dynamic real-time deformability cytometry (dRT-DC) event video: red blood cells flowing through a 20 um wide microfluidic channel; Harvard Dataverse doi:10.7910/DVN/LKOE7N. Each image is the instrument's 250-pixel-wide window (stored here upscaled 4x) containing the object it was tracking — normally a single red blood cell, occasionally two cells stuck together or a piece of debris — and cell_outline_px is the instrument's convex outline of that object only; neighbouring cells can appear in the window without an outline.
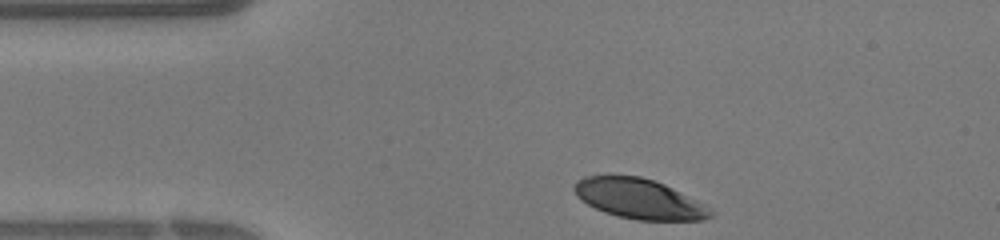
{"species": "human", "species_latin": "Homo sapiens", "temperature_condition": "warm", "stored_images_in_passage": 25, "camera_frame_rate_fps": 3000, "um_per_image_px": 0.085, "donor": {"sex": "female"}, "frame": {"image": 1, "passage_image": 1, "time_ms": 0.0, "image_size_px": [1000, 240], "cell_outline_px": [[716, 212], [712, 216], [704, 220], [636, 220], [604, 212], [580, 200], [576, 196], [572, 188], [576, 180], [584, 176], [640, 176], [664, 184], [704, 204]], "centroid_in_image_um": [54.31, 16.9], "position_along_channel_um": 30.7, "area_um2": 31.67}}
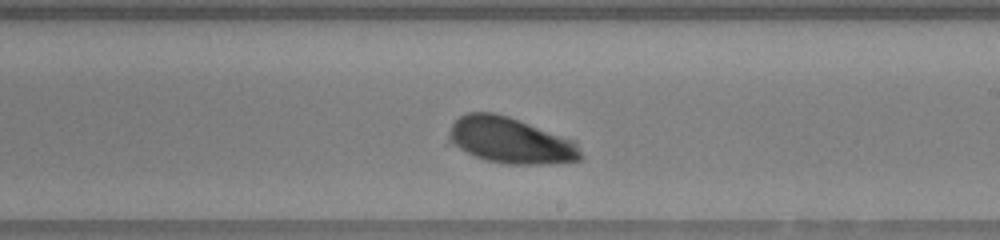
{"frame": {"image": 2, "passage_image": 16, "time_ms": 5.0, "image_size_px": [1000, 240], "cell_outline_px": [[584, 156], [580, 160], [540, 164], [504, 164], [484, 160], [444, 144], [448, 132], [452, 124], [460, 116], [468, 112], [492, 112], [508, 116], [572, 140], [576, 144]], "centroid_in_image_um": [43.26, 11.95], "position_along_channel_um": 245.7, "area_um2": 35.6}}
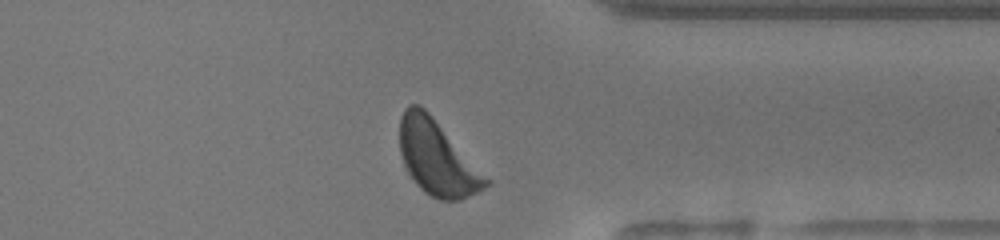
{"frame": {"image": 3, "passage_image": 24, "time_ms": 7.667, "image_size_px": [1000, 240], "cell_outline_px": [[492, 180], [484, 188], [460, 200], [440, 200], [424, 192], [408, 176], [404, 168], [400, 152], [400, 116], [404, 108], [408, 104], [420, 104], [432, 116]], "centroid_in_image_um": [37.14, 13.42], "position_along_channel_um": 374.3, "area_um2": 37.69}}